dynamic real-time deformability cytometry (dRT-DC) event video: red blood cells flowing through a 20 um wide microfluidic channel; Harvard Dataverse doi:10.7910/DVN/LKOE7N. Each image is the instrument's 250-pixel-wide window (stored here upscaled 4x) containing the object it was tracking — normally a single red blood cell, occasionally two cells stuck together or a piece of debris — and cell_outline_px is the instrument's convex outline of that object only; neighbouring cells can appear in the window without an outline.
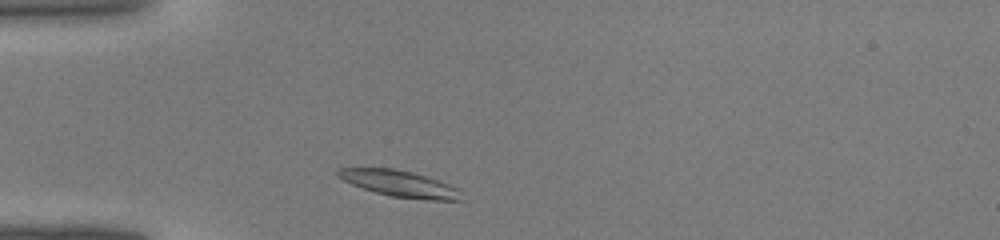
{"species": "common noctule bat (a hibernating species)", "species_latin": "Nyctalus noctula", "temperature_condition": "warm", "stored_images_in_passage": 27, "camera_frame_rate_fps": 3000, "um_per_image_px": 0.085, "animal": {"sex": "male", "body_mass_g": 19.0, "forearm_length_mm": 50.8}, "frame": {"image": 1, "passage_image": 2, "time_ms": 0.333, "image_size_px": [1000, 240], "cell_outline_px": [[464, 200], [424, 200], [392, 196], [376, 192], [352, 184], [336, 176], [336, 168], [392, 168], [412, 172], [448, 184], [456, 188]], "centroid_in_image_um": [33.93, 15.61], "position_along_channel_um": 51.1, "area_um2": 18.61}}
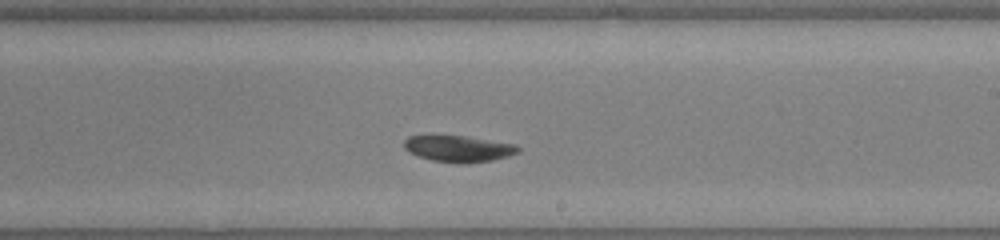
{"frame": {"image": 2, "passage_image": 16, "time_ms": 5.0, "image_size_px": [1000, 240], "cell_outline_px": [[520, 152], [508, 156], [492, 160], [468, 164], [460, 164], [432, 160], [408, 152], [404, 148], [404, 140], [408, 136], [464, 136], [516, 144], [520, 148]], "centroid_in_image_um": [39.0, 12.65], "position_along_channel_um": 250.0, "area_um2": 17.51}}
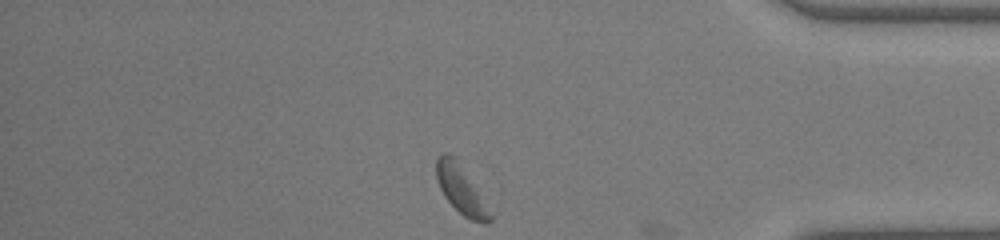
{"frame": {"image": 3, "passage_image": 27, "time_ms": 8.667, "image_size_px": [1000, 240], "cell_outline_px": [[492, 220], [484, 224], [472, 220], [464, 216], [444, 196], [440, 188], [436, 176], [436, 160], [444, 152], [456, 156], [492, 216]], "centroid_in_image_um": [39.14, 16.08], "position_along_channel_um": 396.1, "area_um2": 14.51}}